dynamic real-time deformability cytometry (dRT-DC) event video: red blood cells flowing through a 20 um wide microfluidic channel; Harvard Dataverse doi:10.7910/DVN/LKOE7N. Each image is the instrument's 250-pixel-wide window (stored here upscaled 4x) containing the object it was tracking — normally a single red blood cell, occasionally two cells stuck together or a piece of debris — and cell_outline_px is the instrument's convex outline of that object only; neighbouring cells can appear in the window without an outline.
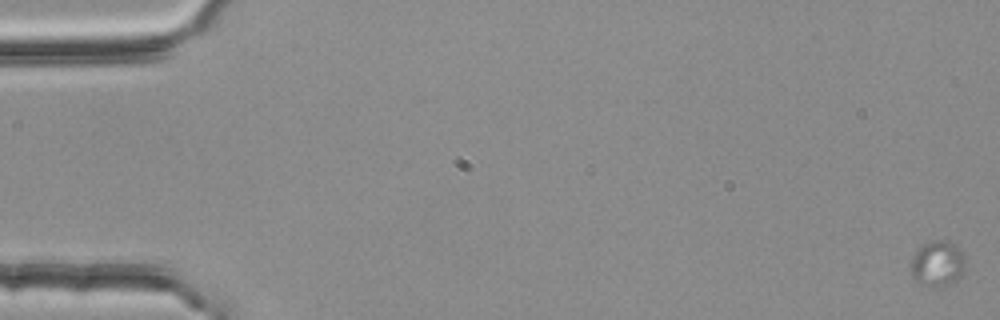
{"species": "common noctule bat (a hibernating species)", "species_latin": "Nyctalus noctula", "temperature_condition": "room temperature", "stored_images_in_passage": 21, "camera_frame_rate_fps": 3000, "um_per_image_px": 0.085, "animal": {"sex": "female", "body_mass_g": 25.1}, "frame": {"image": 1, "passage_image": 1, "time_ms": 0.0, "image_size_px": [1000, 320], "cell_outline_px": [[968, 260], [964, 272], [956, 280], [940, 288], [932, 288], [920, 284], [912, 280], [912, 256], [924, 244], [936, 240], [944, 240], [952, 244]], "centroid_in_image_um": [79.7, 22.47], "position_along_channel_um": 5.3, "area_um2": 14.57}}
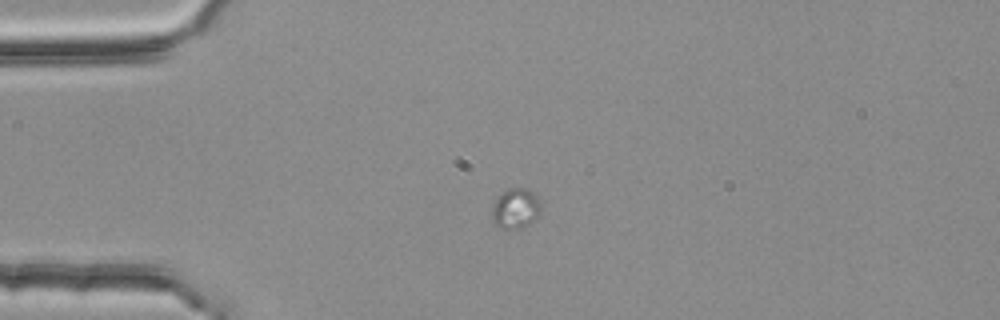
{"frame": {"image": 2, "passage_image": 15, "time_ms": 4.667, "image_size_px": [1000, 320], "cell_outline_px": [[540, 212], [528, 224], [516, 228], [500, 228], [492, 220], [492, 208], [496, 200], [508, 188], [528, 188], [540, 200]], "centroid_in_image_um": [43.82, 17.7], "position_along_channel_um": 41.2, "area_um2": 11.1}}